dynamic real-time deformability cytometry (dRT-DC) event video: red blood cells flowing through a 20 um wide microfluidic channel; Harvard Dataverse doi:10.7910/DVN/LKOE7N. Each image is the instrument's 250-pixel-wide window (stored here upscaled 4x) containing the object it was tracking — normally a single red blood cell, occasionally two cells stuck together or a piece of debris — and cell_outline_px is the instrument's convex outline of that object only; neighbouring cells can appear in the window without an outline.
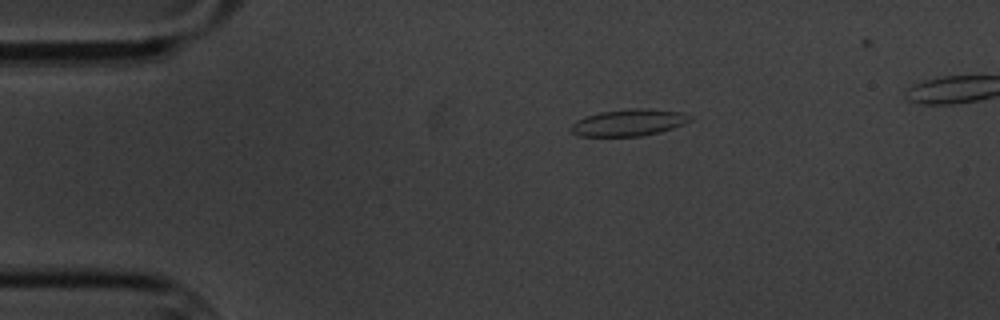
{"species": "common noctule bat (a hibernating species)", "species_latin": "Nyctalus noctula", "temperature_condition": "cold", "stored_images_in_passage": 7, "camera_frame_rate_fps": 3000, "um_per_image_px": 0.085, "animal": {"sex": "male", "body_mass_g": 20.1, "forearm_length_mm": 53.5}, "frame": {"image": 1, "passage_image": 1, "time_ms": 0.0, "image_size_px": [1000, 320], "cell_outline_px": [[692, 120], [684, 124], [660, 132], [640, 136], [580, 136], [572, 132], [572, 124], [576, 120], [600, 112], [636, 108], [644, 108], [680, 112], [692, 116]], "centroid_in_image_um": [53.48, 10.42], "position_along_channel_um": 31.5, "area_um2": 18.32}}
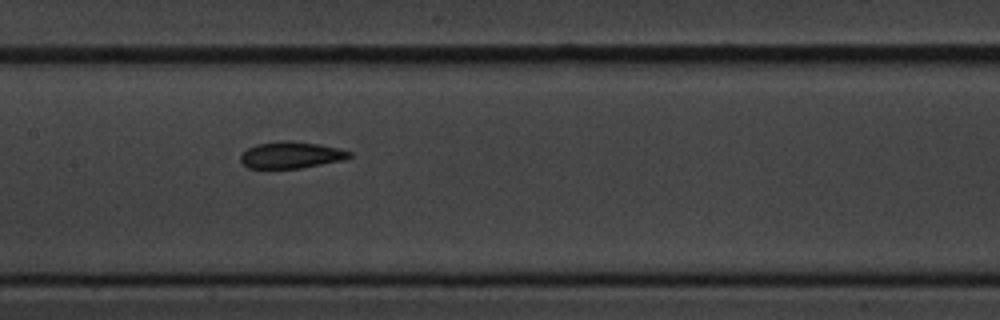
{"frame": {"image": 2, "passage_image": 6, "time_ms": 5.667, "image_size_px": [1000, 320], "cell_outline_px": [[352, 156], [344, 160], [300, 168], [248, 168], [240, 160], [240, 156], [248, 148], [256, 144], [288, 140], [292, 140], [320, 144], [340, 148], [352, 152]], "centroid_in_image_um": [24.78, 13.17], "position_along_channel_um": 182.6, "area_um2": 16.94}}
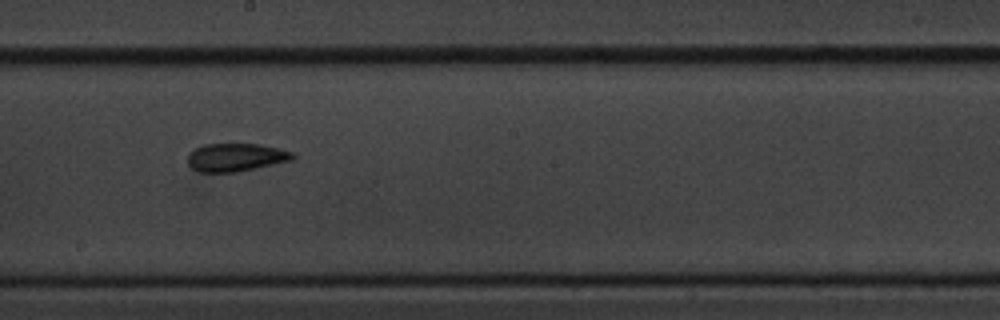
{"frame": {"image": 3, "passage_image": 7, "time_ms": 7.0, "image_size_px": [1000, 320], "cell_outline_px": [[296, 156], [292, 160], [256, 168], [236, 172], [200, 172], [192, 168], [188, 164], [188, 152], [204, 144], [260, 144], [280, 148], [296, 152]], "centroid_in_image_um": [20.08, 13.36], "position_along_channel_um": 228.1, "area_um2": 17.34}}